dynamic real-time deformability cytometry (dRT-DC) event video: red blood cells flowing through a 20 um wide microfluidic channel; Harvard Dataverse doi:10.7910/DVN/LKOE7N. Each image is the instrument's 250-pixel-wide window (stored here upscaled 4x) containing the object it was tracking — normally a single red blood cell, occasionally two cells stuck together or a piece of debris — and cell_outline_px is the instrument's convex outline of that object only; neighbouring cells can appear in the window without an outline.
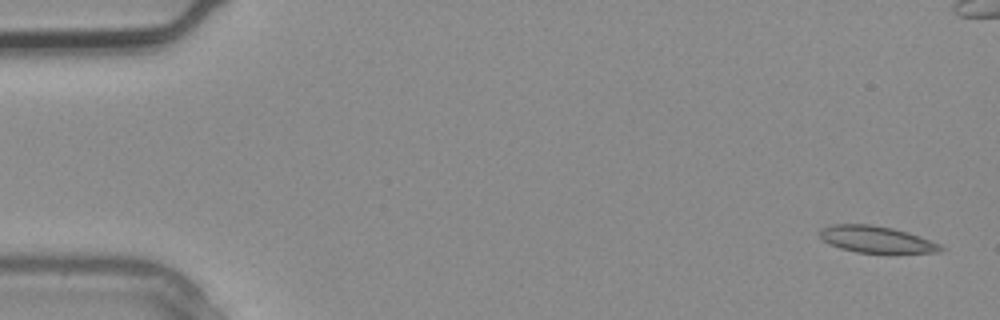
{"species": "common noctule bat (a hibernating species)", "species_latin": "Nyctalus noctula", "temperature_condition": "warm", "stored_images_in_passage": 4, "camera_frame_rate_fps": 3000, "um_per_image_px": 0.085, "animal": {"sex": "male", "body_mass_g": 20.4}, "frame": {"image": 1, "passage_image": 1, "time_ms": 0.0, "image_size_px": [1000, 320], "cell_outline_px": [[944, 248], [940, 252], [856, 252], [840, 248], [828, 244], [820, 236], [820, 228], [832, 224], [868, 224], [892, 228], [908, 232], [920, 236], [940, 244]], "centroid_in_image_um": [74.46, 20.33], "position_along_channel_um": 10.5, "area_um2": 18.55}}